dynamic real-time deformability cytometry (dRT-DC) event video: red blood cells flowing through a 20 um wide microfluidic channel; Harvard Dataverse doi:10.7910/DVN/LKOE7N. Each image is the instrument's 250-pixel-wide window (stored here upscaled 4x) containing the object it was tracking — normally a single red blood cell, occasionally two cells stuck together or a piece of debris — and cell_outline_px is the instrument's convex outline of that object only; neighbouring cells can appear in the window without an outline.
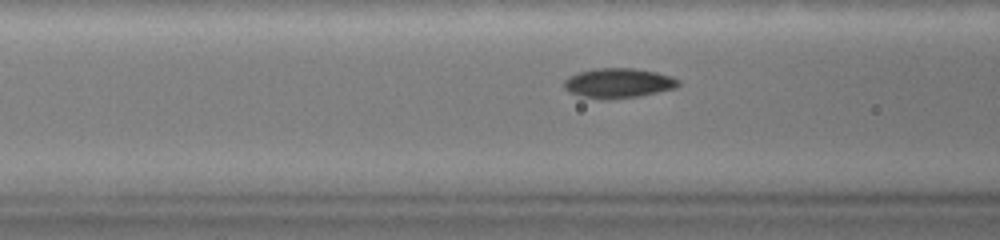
{"species": "common noctule bat (a hibernating species)", "species_latin": "Nyctalus noctula", "temperature_condition": "warm", "stored_images_in_passage": 63, "camera_frame_rate_fps": 3000, "um_per_image_px": 0.085, "animal": {"sex": "female", "body_mass_g": 19.0, "forearm_length_mm": 51.5}, "frame": {"image": 1, "passage_image": 25, "time_ms": 8.0, "image_size_px": [1000, 240], "cell_outline_px": [[680, 84], [676, 88], [636, 96], [604, 100], [580, 96], [568, 92], [564, 88], [564, 80], [568, 76], [580, 72], [596, 68], [636, 68], [656, 72], [672, 76], [680, 80]], "centroid_in_image_um": [52.54, 7.06], "position_along_channel_um": 114.1, "area_um2": 19.88}}
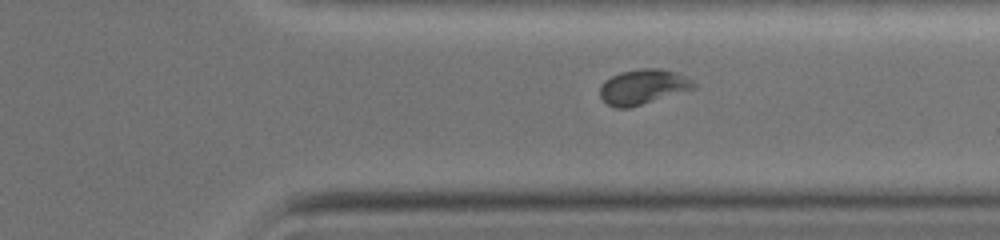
{"frame": {"image": 2, "passage_image": 50, "time_ms": 16.333, "image_size_px": [1000, 240], "cell_outline_px": [[696, 88], [628, 108], [616, 108], [608, 104], [600, 96], [600, 84], [604, 80], [620, 72], [644, 68], [660, 68], [676, 72], [692, 80], [696, 84]], "centroid_in_image_um": [54.64, 7.37], "position_along_channel_um": 356.8, "area_um2": 19.02}}
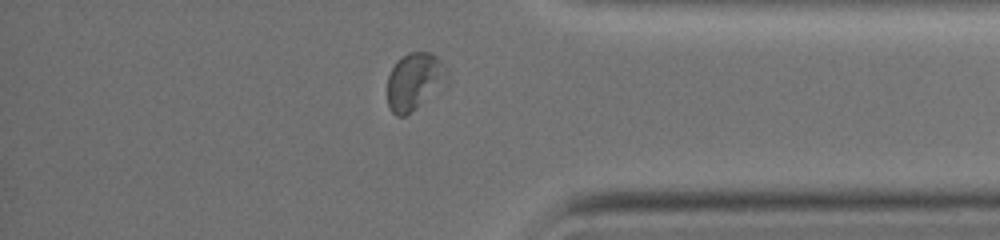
{"frame": {"image": 3, "passage_image": 55, "time_ms": 18.0, "image_size_px": [1000, 240], "cell_outline_px": [[448, 84], [404, 116], [396, 116], [392, 112], [388, 104], [388, 76], [396, 60], [408, 52], [432, 52], [440, 60], [444, 68], [448, 80]], "centroid_in_image_um": [35.23, 6.9], "position_along_channel_um": 400.0, "area_um2": 19.88}, "authors_computed_cell_mechanics": {"area_um2": 19.4786, "velocity_mm_per_s": 2.9089, "shape_relaxation_time_tau1_ms": 5.0128, "shape_relaxation_time_tau2_ms": 2.1252, "deformation_change_tau1": 0.1385, "deformation_change_tau2": 0.0388}}